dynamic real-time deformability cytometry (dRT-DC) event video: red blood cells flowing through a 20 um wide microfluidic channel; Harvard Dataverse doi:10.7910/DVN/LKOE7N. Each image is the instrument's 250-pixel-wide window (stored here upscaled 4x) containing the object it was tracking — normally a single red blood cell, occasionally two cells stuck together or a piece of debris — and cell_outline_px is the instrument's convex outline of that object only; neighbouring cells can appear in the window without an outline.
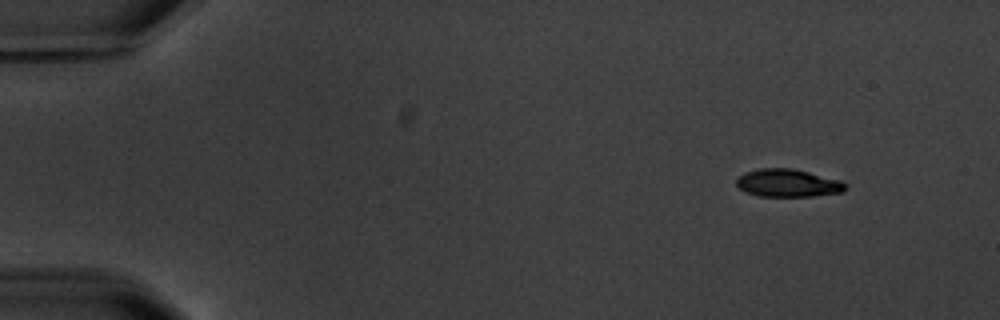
{"species": "common noctule bat (a hibernating species)", "species_latin": "Nyctalus noctula", "temperature_condition": "warm", "stored_images_in_passage": 7, "camera_frame_rate_fps": 3000, "um_per_image_px": 0.085, "animal": {"sex": "male", "body_mass_g": 20.1, "forearm_length_mm": 53.5}, "frame": {"image": 1, "passage_image": 1, "time_ms": 0.0, "image_size_px": [1000, 320], "cell_outline_px": [[848, 184], [844, 192], [812, 196], [760, 196], [744, 192], [736, 184], [736, 180], [744, 172], [760, 168], [792, 168], [840, 180]], "centroid_in_image_um": [66.97, 15.56], "position_along_channel_um": 18.0, "area_um2": 17.69}}
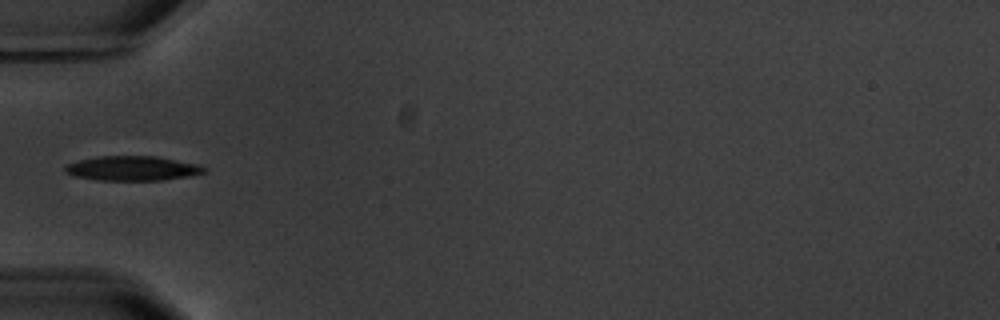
{"frame": {"image": 2, "passage_image": 5, "time_ms": 4.667, "image_size_px": [1000, 320], "cell_outline_px": [[208, 168], [204, 172], [188, 176], [160, 180], [100, 180], [76, 176], [68, 172], [64, 168], [68, 164], [80, 160], [96, 156], [156, 156], [200, 164]], "centroid_in_image_um": [11.32, 14.3], "position_along_channel_um": 73.7, "area_um2": 19.71}}
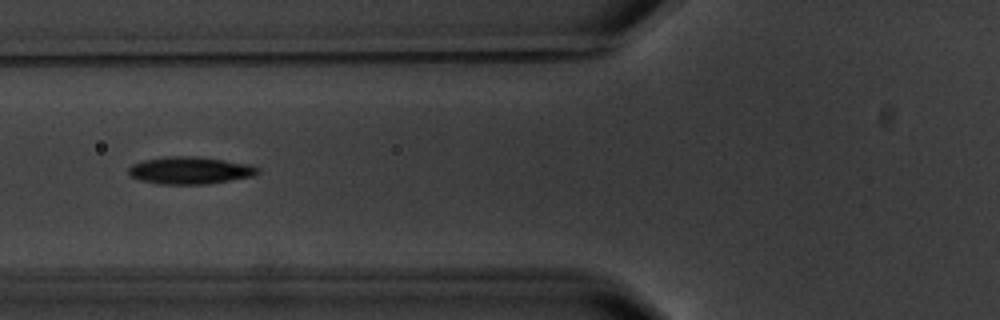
{"frame": {"image": 3, "passage_image": 6, "time_ms": 5.667, "image_size_px": [1000, 320], "cell_outline_px": [[260, 172], [252, 176], [208, 184], [160, 184], [140, 180], [132, 176], [128, 172], [128, 168], [132, 164], [144, 160], [164, 156], [196, 156], [252, 164], [260, 168]], "centroid_in_image_um": [16.17, 14.47], "position_along_channel_um": 109.6, "area_um2": 20.63}}